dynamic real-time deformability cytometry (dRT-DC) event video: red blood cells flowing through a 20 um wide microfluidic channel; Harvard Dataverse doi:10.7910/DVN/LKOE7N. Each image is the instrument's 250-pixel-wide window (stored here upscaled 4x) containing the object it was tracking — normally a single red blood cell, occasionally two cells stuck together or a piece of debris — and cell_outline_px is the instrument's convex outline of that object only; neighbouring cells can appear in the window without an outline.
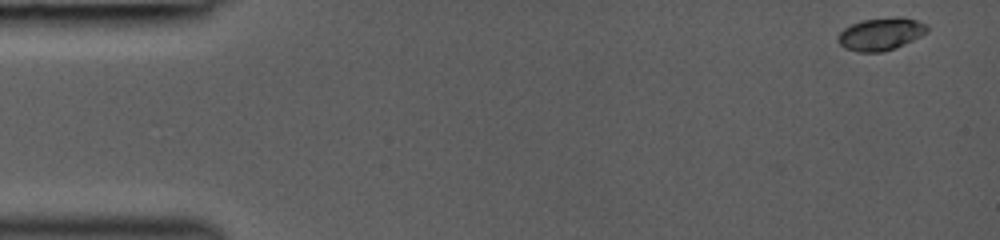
{"species": "common noctule bat (a hibernating species)", "species_latin": "Nyctalus noctula", "temperature_condition": "room temperature", "stored_images_in_passage": 16, "camera_frame_rate_fps": 3000, "um_per_image_px": 0.085, "animal": {"sex": "female", "body_mass_g": 19.0, "forearm_length_mm": 53.3}, "frame": {"image": 1, "passage_image": 1, "time_ms": 0.0, "image_size_px": [1000, 240], "cell_outline_px": [[928, 32], [904, 44], [884, 52], [860, 52], [844, 48], [836, 40], [840, 32], [844, 28], [852, 24], [864, 20], [900, 16], [916, 20], [928, 24]], "centroid_in_image_um": [74.88, 2.89], "position_along_channel_um": 10.1, "area_um2": 16.88}}
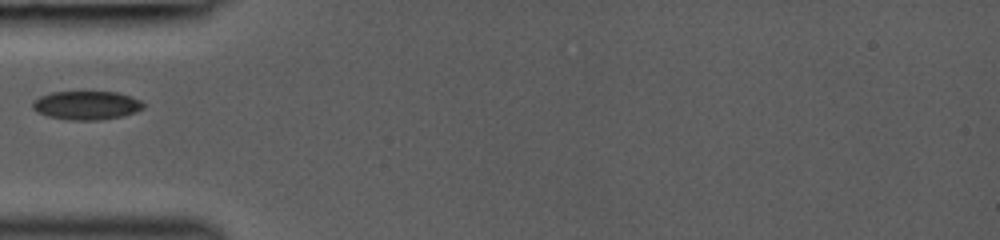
{"frame": {"image": 2, "passage_image": 12, "time_ms": 4.667, "image_size_px": [1000, 240], "cell_outline_px": [[144, 108], [136, 112], [124, 116], [100, 120], [68, 120], [48, 116], [36, 112], [32, 108], [32, 104], [40, 96], [52, 92], [120, 92], [140, 100], [144, 104]], "centroid_in_image_um": [7.38, 8.96], "position_along_channel_um": 77.6, "area_um2": 18.61}}
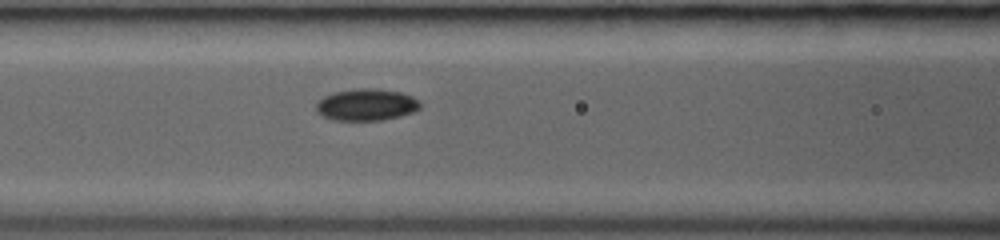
{"frame": {"image": 3, "passage_image": 16, "time_ms": 6.0, "image_size_px": [1000, 240], "cell_outline_px": [[420, 108], [416, 112], [400, 116], [380, 120], [332, 120], [316, 112], [316, 104], [324, 96], [336, 92], [360, 88], [376, 88], [400, 92], [412, 96], [420, 100]], "centroid_in_image_um": [31.18, 8.9], "position_along_channel_um": 135.4, "area_um2": 19.31}}